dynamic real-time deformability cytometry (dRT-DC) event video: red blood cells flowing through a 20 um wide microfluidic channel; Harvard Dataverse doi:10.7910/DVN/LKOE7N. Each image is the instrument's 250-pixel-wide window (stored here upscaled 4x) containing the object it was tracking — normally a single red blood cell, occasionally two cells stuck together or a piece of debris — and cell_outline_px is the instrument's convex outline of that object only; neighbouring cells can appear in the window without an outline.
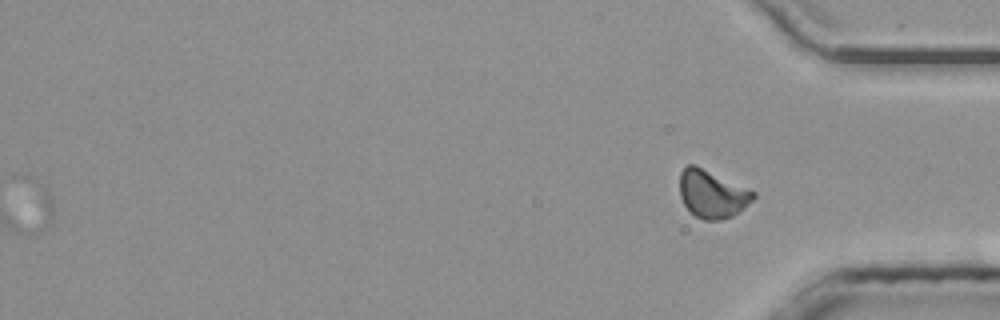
{"species": "common noctule bat (a hibernating species)", "species_latin": "Nyctalus noctula", "temperature_condition": "room temperature", "stored_images_in_passage": 47, "segment_of_instrument_passage": [2, 2], "camera_frame_rate_fps": 3000, "um_per_image_px": 0.085, "animal": {"sex": "male", "body_mass_g": 20.4}, "frame": {"image": 1, "passage_image": 47, "time_ms": 15.333, "image_size_px": [1000, 320], "cell_outline_px": [[756, 196], [744, 208], [732, 216], [720, 220], [704, 220], [696, 216], [684, 204], [680, 196], [680, 172], [688, 164], [696, 164], [756, 192]], "centroid_in_image_um": [60.53, 16.47], "position_along_channel_um": 374.7, "area_um2": 20.46}}